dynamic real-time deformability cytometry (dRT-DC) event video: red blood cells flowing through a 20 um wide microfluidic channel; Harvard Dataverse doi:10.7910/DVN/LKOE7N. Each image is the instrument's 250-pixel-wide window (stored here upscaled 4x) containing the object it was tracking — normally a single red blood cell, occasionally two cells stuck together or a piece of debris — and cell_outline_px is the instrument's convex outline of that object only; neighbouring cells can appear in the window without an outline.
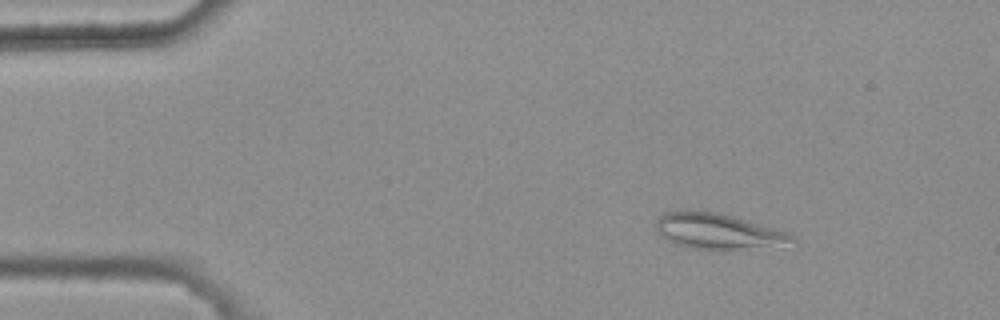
{"species": "common noctule bat (a hibernating species)", "species_latin": "Nyctalus noctula", "temperature_condition": "warm", "stored_images_in_passage": 5, "camera_frame_rate_fps": 3000, "um_per_image_px": 0.085, "animal": {"sex": "female", "body_mass_g": 25.1}, "frame": {"image": 1, "passage_image": 3, "time_ms": 0.667, "image_size_px": [1000, 320], "cell_outline_px": [[796, 240], [732, 252], [712, 252], [688, 248], [676, 244], [660, 236], [656, 232], [656, 220], [664, 212], [684, 208], [688, 208], [712, 212], [732, 216], [772, 228], [784, 232], [792, 236]], "centroid_in_image_um": [60.83, 19.67], "position_along_channel_um": 24.2, "area_um2": 28.67}}